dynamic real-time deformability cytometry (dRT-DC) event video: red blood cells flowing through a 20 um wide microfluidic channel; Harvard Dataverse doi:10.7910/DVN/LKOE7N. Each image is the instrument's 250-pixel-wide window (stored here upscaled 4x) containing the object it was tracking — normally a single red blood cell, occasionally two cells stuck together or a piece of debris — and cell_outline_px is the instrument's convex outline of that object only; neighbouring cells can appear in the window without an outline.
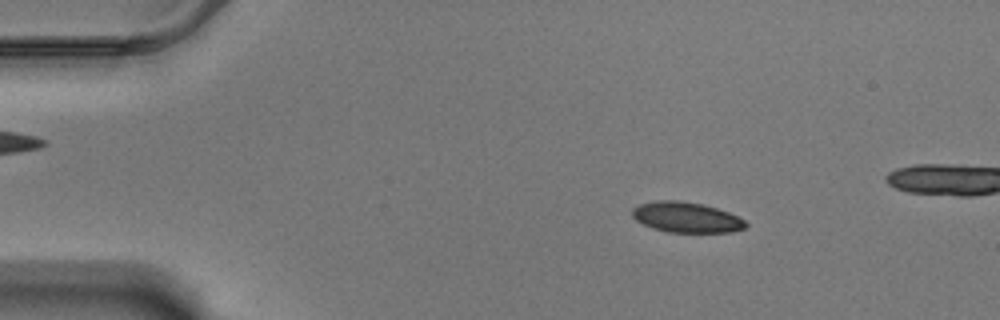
{"species": "Egyptian fruit bat (a non-hibernating species)", "species_latin": "Rousettus aegyptiacus", "temperature_condition": "warm", "stored_images_in_passage": 54, "camera_frame_rate_fps": 3000, "um_per_image_px": 0.085, "animal": {"sex": "male"}, "frame": {"image": 1, "passage_image": 9, "time_ms": 2.667, "image_size_px": [1000, 320], "cell_outline_px": [[748, 224], [744, 228], [732, 232], [668, 232], [652, 228], [636, 220], [632, 216], [632, 208], [640, 204], [660, 200], [676, 200], [704, 204], [728, 212], [744, 220]], "centroid_in_image_um": [58.33, 18.47], "position_along_channel_um": 26.7, "area_um2": 20.0}}
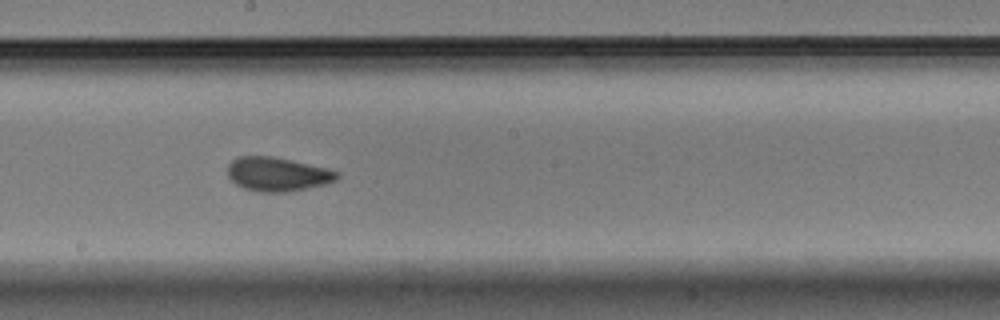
{"frame": {"image": 2, "passage_image": 32, "time_ms": 10.333, "image_size_px": [1000, 320], "cell_outline_px": [[340, 176], [336, 180], [324, 184], [284, 192], [260, 192], [244, 188], [236, 184], [228, 176], [228, 164], [236, 156], [272, 156], [292, 160], [328, 168], [340, 172]], "centroid_in_image_um": [23.58, 14.79], "position_along_channel_um": 224.6, "area_um2": 21.62}}
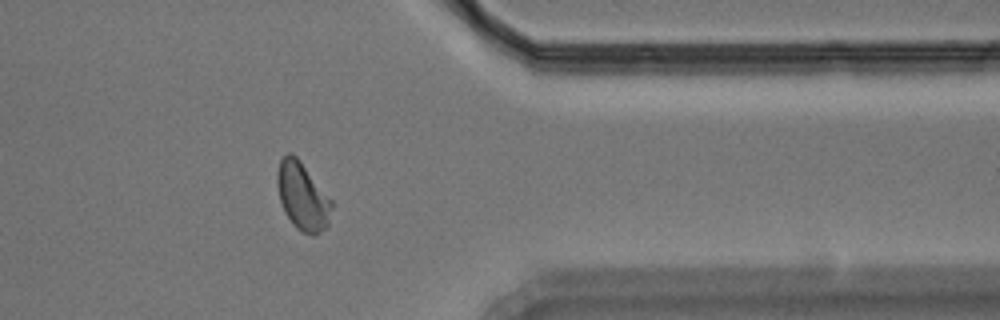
{"frame": {"image": 3, "passage_image": 47, "time_ms": 15.333, "image_size_px": [1000, 320], "cell_outline_px": [[332, 204], [328, 224], [316, 236], [304, 232], [296, 228], [292, 224], [284, 212], [280, 200], [276, 184], [276, 172], [280, 160], [288, 152], [292, 152], [300, 160], [332, 200]], "centroid_in_image_um": [25.69, 16.67], "position_along_channel_um": 385.7, "area_um2": 21.5}}